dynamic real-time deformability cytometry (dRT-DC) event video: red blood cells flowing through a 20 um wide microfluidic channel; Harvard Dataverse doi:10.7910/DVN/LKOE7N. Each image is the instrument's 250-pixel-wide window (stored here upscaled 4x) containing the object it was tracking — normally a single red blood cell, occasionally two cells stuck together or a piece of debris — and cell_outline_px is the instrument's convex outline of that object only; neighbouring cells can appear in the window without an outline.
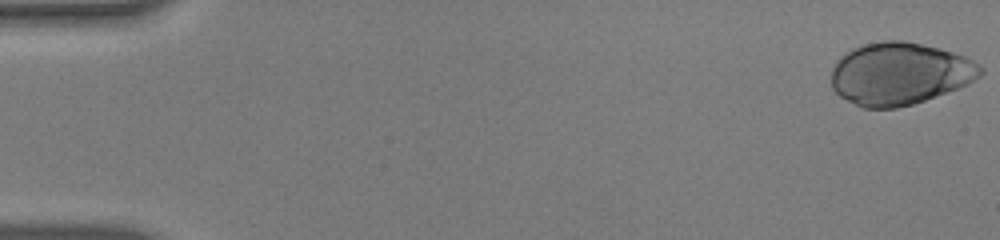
{"species": "human", "species_latin": "Homo sapiens", "temperature_condition": "warm", "stored_images_in_passage": 54, "camera_frame_rate_fps": 3000, "um_per_image_px": 0.085, "donor": {"sex": "male"}, "frame": {"image": 1, "passage_image": 1, "time_ms": 0.0, "image_size_px": [1000, 240], "cell_outline_px": [[984, 72], [980, 76], [968, 84], [924, 100], [912, 104], [896, 108], [864, 108], [840, 96], [832, 88], [832, 68], [836, 60], [840, 56], [852, 48], [864, 44], [884, 40], [904, 40], [952, 52], [964, 56], [980, 64], [984, 68]], "centroid_in_image_um": [76.46, 6.25], "position_along_channel_um": 8.5, "area_um2": 54.04}}
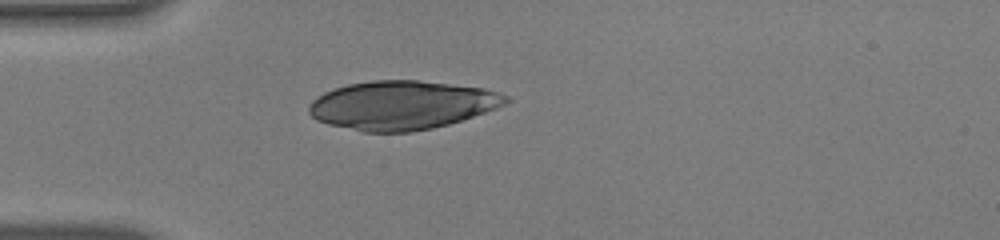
{"frame": {"image": 2, "passage_image": 16, "time_ms": 5.0, "image_size_px": [1000, 240], "cell_outline_px": [[512, 100], [496, 108], [448, 124], [432, 128], [412, 132], [364, 132], [328, 124], [316, 120], [308, 112], [308, 108], [312, 100], [316, 96], [324, 92], [348, 84], [372, 80], [420, 80], [484, 88], [508, 96]], "centroid_in_image_um": [34.13, 8.93], "position_along_channel_um": 50.9, "area_um2": 55.83}}